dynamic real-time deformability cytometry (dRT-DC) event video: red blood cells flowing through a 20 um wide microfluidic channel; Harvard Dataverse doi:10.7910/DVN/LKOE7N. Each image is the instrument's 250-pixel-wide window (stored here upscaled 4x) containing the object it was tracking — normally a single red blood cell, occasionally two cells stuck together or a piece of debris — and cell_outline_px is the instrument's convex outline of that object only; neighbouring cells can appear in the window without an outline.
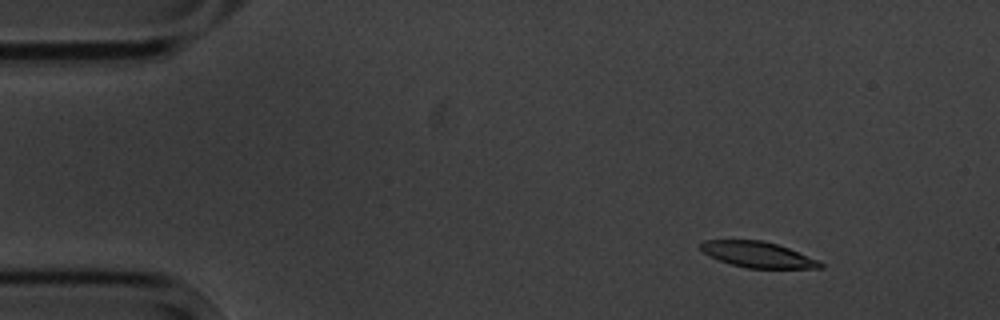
{"species": "common noctule bat (a hibernating species)", "species_latin": "Nyctalus noctula", "temperature_condition": "cold", "stored_images_in_passage": 4, "camera_frame_rate_fps": 3000, "um_per_image_px": 0.085, "animal": {"sex": "male", "body_mass_g": 20.1, "forearm_length_mm": 53.5}, "frame": {"image": 1, "passage_image": 2, "time_ms": 1.0, "image_size_px": [1000, 320], "cell_outline_px": [[824, 268], [748, 268], [732, 264], [708, 256], [700, 248], [700, 244], [704, 240], [760, 240], [776, 244], [788, 248], [820, 260], [824, 264]], "centroid_in_image_um": [64.44, 21.64], "position_along_channel_um": 20.6, "area_um2": 17.86}}
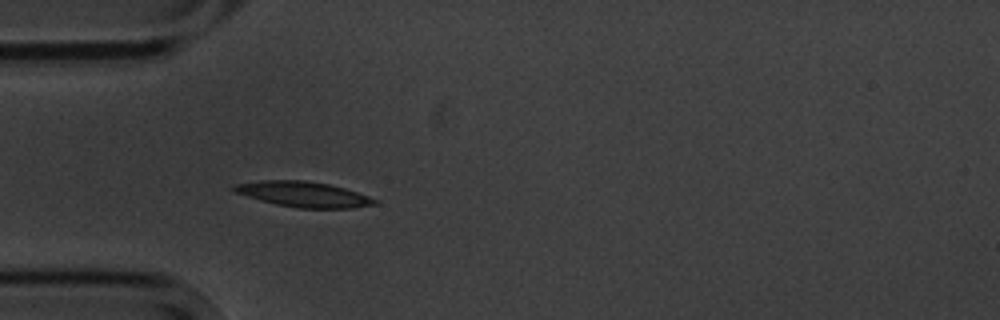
{"frame": {"image": 2, "passage_image": 4, "time_ms": 4.333, "image_size_px": [1000, 320], "cell_outline_px": [[376, 204], [352, 208], [296, 208], [276, 204], [260, 200], [236, 192], [228, 188], [236, 184], [260, 180], [304, 180], [328, 184], [344, 188], [368, 196], [376, 200]], "centroid_in_image_um": [25.76, 16.51], "position_along_channel_um": 59.2, "area_um2": 20.63}}